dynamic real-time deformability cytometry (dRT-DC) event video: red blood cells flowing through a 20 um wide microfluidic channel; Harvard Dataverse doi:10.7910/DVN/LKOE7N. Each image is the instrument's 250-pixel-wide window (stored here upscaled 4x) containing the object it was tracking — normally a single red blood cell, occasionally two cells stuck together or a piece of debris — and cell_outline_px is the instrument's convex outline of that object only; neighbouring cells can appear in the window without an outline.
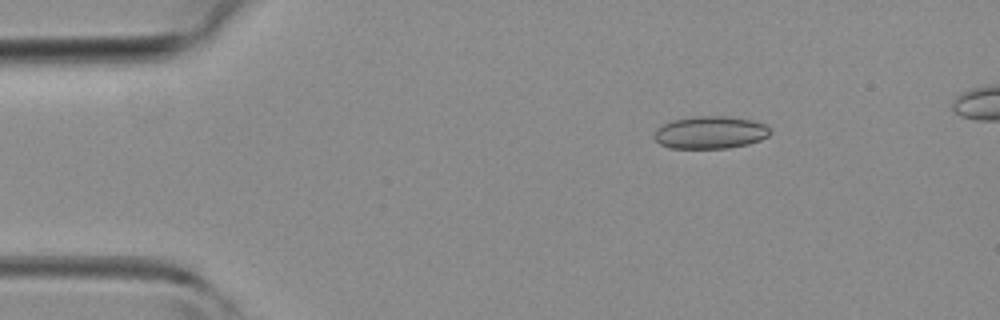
{"species": "common noctule bat (a hibernating species)", "species_latin": "Nyctalus noctula", "temperature_condition": "room temperature", "stored_images_in_passage": 40, "camera_frame_rate_fps": 3000, "um_per_image_px": 0.085, "animal": {"sex": "female", "body_mass_g": 19.3, "forearm_length_mm": 54.1}, "frame": {"image": 1, "passage_image": 4, "time_ms": 1.0, "image_size_px": [1000, 320], "cell_outline_px": [[772, 132], [768, 136], [760, 140], [748, 144], [728, 148], [668, 148], [660, 144], [652, 136], [656, 128], [672, 120], [696, 116], [724, 116], [752, 120], [764, 124]], "centroid_in_image_um": [60.35, 11.26], "position_along_channel_um": 24.7, "area_um2": 22.02}}
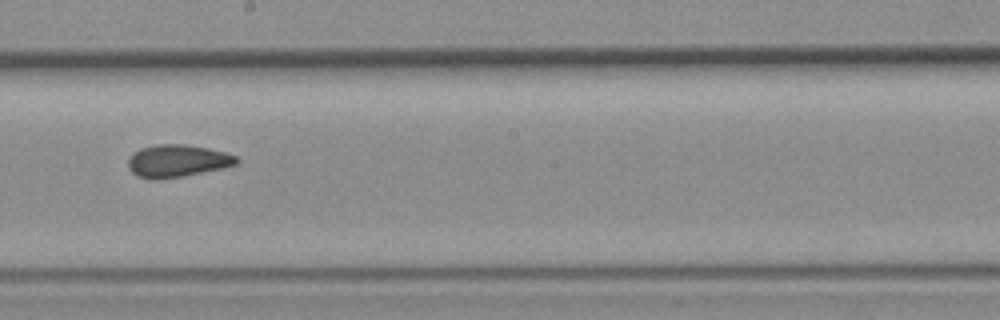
{"frame": {"image": 2, "passage_image": 22, "time_ms": 7.0, "image_size_px": [1000, 320], "cell_outline_px": [[240, 160], [236, 164], [224, 168], [184, 176], [160, 180], [152, 180], [136, 176], [128, 168], [128, 160], [140, 148], [156, 144], [180, 144], [208, 148], [224, 152], [236, 156]], "centroid_in_image_um": [15.07, 13.69], "position_along_channel_um": 233.1, "area_um2": 20.58}}
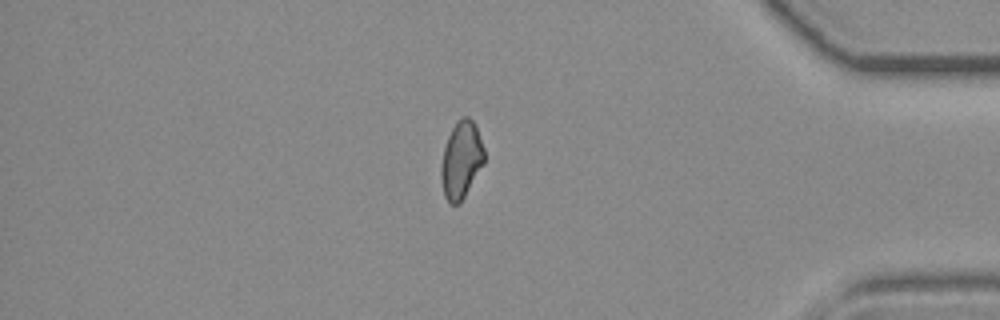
{"frame": {"image": 3, "passage_image": 35, "time_ms": 11.333, "image_size_px": [1000, 320], "cell_outline_px": [[484, 164], [460, 204], [448, 204], [444, 196], [440, 176], [440, 168], [444, 148], [448, 136], [452, 128], [464, 116], [468, 116], [476, 124], [484, 148]], "centroid_in_image_um": [39.2, 13.63], "position_along_channel_um": 396.0, "area_um2": 19.54}}